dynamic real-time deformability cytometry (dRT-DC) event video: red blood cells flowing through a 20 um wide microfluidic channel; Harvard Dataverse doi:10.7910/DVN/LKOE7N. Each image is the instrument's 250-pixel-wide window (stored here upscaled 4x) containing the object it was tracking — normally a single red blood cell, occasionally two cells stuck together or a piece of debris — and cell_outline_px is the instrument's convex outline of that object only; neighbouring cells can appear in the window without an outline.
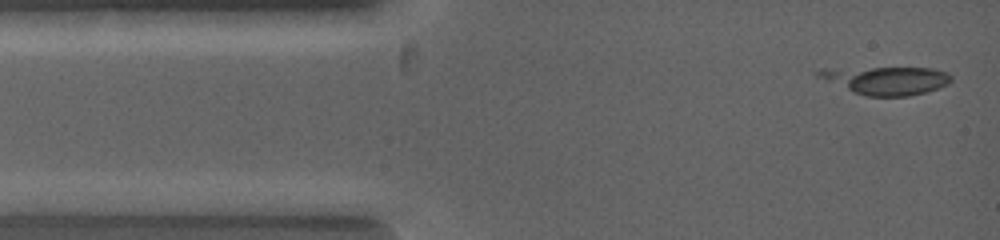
{"species": "common noctule bat (a hibernating species)", "species_latin": "Nyctalus noctula", "temperature_condition": "warm", "stored_images_in_passage": 3, "camera_frame_rate_fps": 5000, "um_per_image_px": 0.085, "animal": {"sex": "female", "body_mass_g": 19.0, "forearm_length_mm": 53.3}, "frame": {"image": 1, "passage_image": 1, "time_ms": 0.0, "image_size_px": [1000, 240], "cell_outline_px": [[952, 80], [948, 84], [924, 92], [908, 96], [864, 96], [852, 92], [816, 76], [816, 72], [820, 68], [932, 68], [948, 72], [952, 76]], "centroid_in_image_um": [75.31, 6.82], "position_along_channel_um": 9.7, "area_um2": 21.73}}